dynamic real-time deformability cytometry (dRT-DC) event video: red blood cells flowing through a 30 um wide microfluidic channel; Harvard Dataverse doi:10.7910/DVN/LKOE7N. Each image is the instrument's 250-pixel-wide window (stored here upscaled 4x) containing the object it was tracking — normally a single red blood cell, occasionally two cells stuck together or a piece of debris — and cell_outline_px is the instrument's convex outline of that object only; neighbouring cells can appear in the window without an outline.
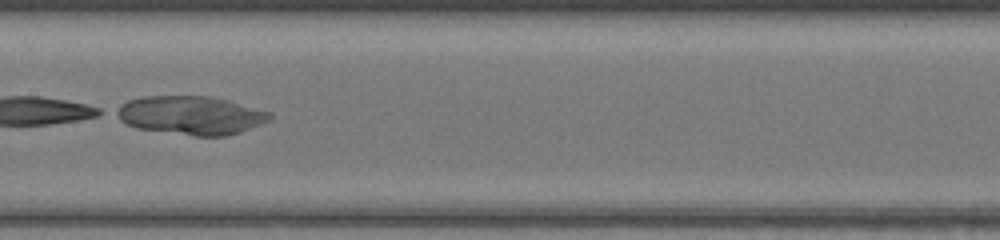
{"species": "common noctule bat (a hibernating species)", "species_latin": "Nyctalus noctula", "temperature_condition": "warm", "stored_images_in_passage": 46, "camera_frame_rate_fps": 3000, "um_per_image_px": 0.085, "animal": {"sex": "female", "body_mass_g": 17.0, "forearm_length_mm": 48.0}, "frame": {"image": 1, "passage_image": 25, "time_ms": 8.0, "image_size_px": [1000, 240], "cell_outline_px": [[272, 116], [268, 120], [260, 124], [240, 132], [224, 136], [196, 136], [136, 128], [120, 120], [112, 112], [112, 108], [128, 100], [144, 96], [212, 96], [228, 100], [272, 112]], "centroid_in_image_um": [16.17, 9.79], "position_along_channel_um": 191.2, "area_um2": 34.68}}
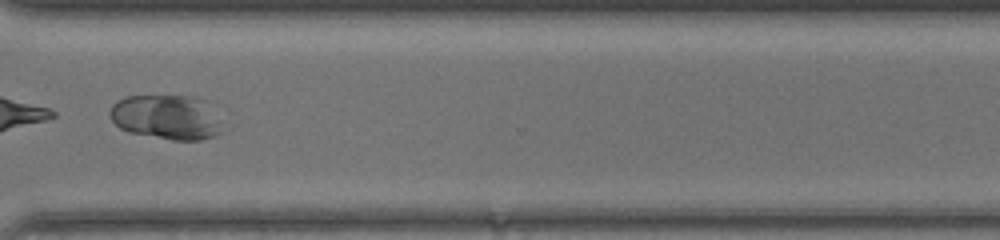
{"frame": {"image": 2, "passage_image": 36, "time_ms": 11.667, "image_size_px": [1000, 240], "cell_outline_px": [[220, 132], [216, 136], [200, 140], [172, 140], [128, 132], [120, 128], [112, 120], [108, 112], [112, 104], [124, 96], [196, 96], [208, 100]], "centroid_in_image_um": [14.09, 9.94], "position_along_channel_um": 356.5, "area_um2": 29.13}}